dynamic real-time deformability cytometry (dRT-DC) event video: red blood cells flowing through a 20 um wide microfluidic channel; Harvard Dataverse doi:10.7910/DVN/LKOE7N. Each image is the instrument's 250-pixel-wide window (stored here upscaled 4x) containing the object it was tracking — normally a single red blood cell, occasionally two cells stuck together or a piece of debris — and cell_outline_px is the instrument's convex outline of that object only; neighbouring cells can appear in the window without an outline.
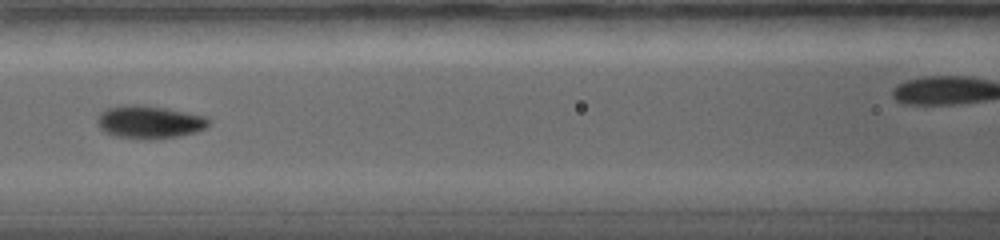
{"species": "common noctule bat (a hibernating species)", "species_latin": "Nyctalus noctula", "temperature_condition": "warm", "stored_images_in_passage": 10, "segment_of_instrument_passage": [1, 2], "camera_frame_rate_fps": 5000, "um_per_image_px": 0.085, "animal": {"sex": "female", "body_mass_g": 19.0, "forearm_length_mm": 56.7}, "frame": {"image": 1, "passage_image": 7, "time_ms": 5.4, "image_size_px": [1000, 240], "cell_outline_px": [[212, 120], [204, 128], [196, 132], [176, 136], [152, 140], [144, 140], [112, 136], [104, 132], [96, 124], [96, 116], [100, 112], [108, 108], [132, 104], [140, 104], [168, 108], [208, 116]], "centroid_in_image_um": [12.68, 10.37], "position_along_channel_um": 153.9, "area_um2": 21.85}}
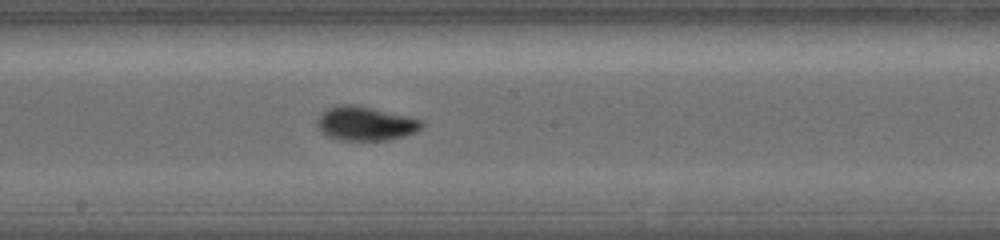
{"frame": {"image": 2, "passage_image": 9, "time_ms": 7.2, "image_size_px": [1000, 240], "cell_outline_px": [[424, 124], [416, 132], [388, 140], [340, 140], [328, 136], [320, 132], [316, 128], [316, 120], [328, 108], [340, 104], [352, 104], [372, 108], [424, 120]], "centroid_in_image_um": [31.03, 10.5], "position_along_channel_um": 217.2, "area_um2": 20.69}}